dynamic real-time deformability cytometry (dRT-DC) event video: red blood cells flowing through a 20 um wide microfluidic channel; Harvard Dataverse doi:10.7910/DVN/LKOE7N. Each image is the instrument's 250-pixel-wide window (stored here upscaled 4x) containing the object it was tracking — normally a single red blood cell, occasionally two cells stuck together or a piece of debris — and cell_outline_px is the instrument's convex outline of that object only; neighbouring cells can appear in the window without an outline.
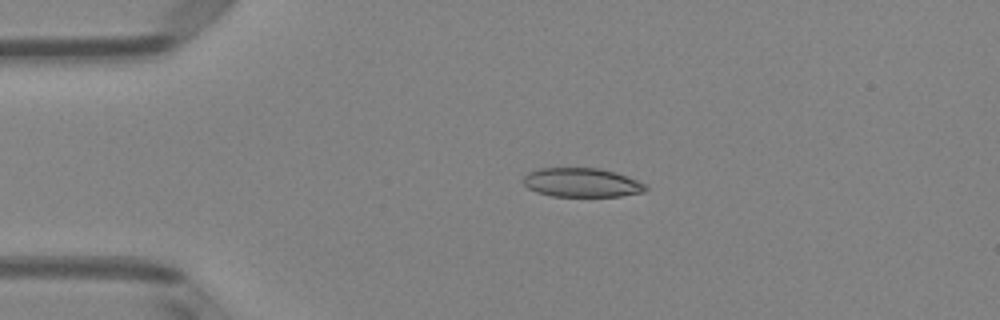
{"species": "Egyptian fruit bat (a non-hibernating species)", "species_latin": "Rousettus aegyptiacus", "temperature_condition": "room temperature", "stored_images_in_passage": 43, "camera_frame_rate_fps": 3000, "um_per_image_px": 0.085, "animal": {"sex": "female"}, "frame": {"image": 1, "passage_image": 4, "time_ms": 1.0, "image_size_px": [1000, 320], "cell_outline_px": [[648, 188], [644, 192], [620, 196], [552, 196], [536, 192], [528, 188], [524, 184], [524, 176], [528, 172], [540, 168], [600, 168], [616, 172], [636, 180], [644, 184]], "centroid_in_image_um": [49.44, 15.51], "position_along_channel_um": 35.6, "area_um2": 20.63}}
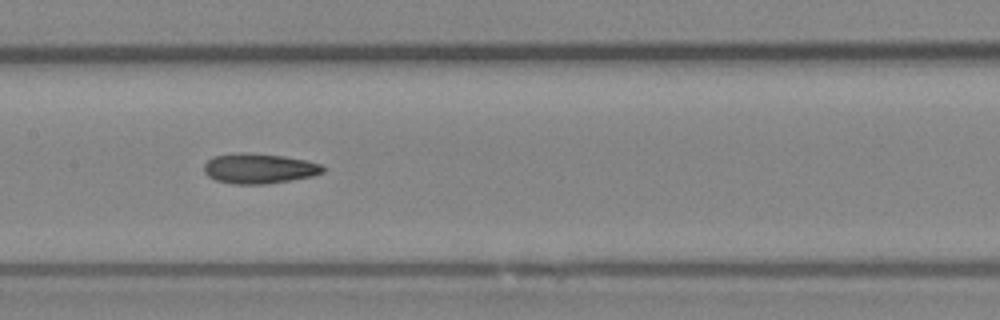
{"frame": {"image": 2, "passage_image": 18, "time_ms": 5.667, "image_size_px": [1000, 320], "cell_outline_px": [[324, 172], [312, 176], [264, 184], [232, 184], [216, 180], [208, 176], [204, 172], [204, 164], [212, 156], [240, 152], [248, 152], [284, 156], [304, 160], [320, 164], [324, 168]], "centroid_in_image_um": [21.97, 14.31], "position_along_channel_um": 185.4, "area_um2": 20.81}}
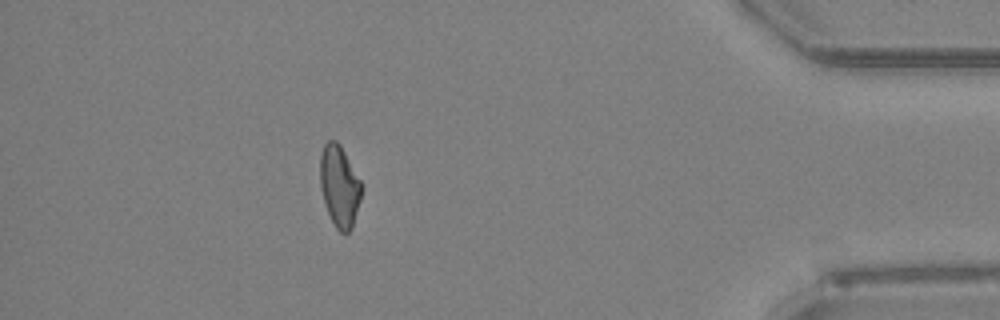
{"frame": {"image": 3, "passage_image": 38, "time_ms": 12.333, "image_size_px": [1000, 320], "cell_outline_px": [[364, 188], [352, 228], [348, 232], [340, 232], [336, 228], [324, 204], [320, 184], [320, 156], [324, 144], [328, 140], [336, 140], [340, 144], [364, 184]], "centroid_in_image_um": [28.88, 15.8], "position_along_channel_um": 406.3, "area_um2": 20.0}, "authors_computed_cell_mechanics": {"area_um2": 20.1144, "velocity_mm_per_s": 4.0351, "shape_relaxation_time_tau1_ms": null, "shape_relaxation_time_tau2_ms": 5.1123, "deformation_change_tau1": null, "deformation_change_tau2": 0.13}}